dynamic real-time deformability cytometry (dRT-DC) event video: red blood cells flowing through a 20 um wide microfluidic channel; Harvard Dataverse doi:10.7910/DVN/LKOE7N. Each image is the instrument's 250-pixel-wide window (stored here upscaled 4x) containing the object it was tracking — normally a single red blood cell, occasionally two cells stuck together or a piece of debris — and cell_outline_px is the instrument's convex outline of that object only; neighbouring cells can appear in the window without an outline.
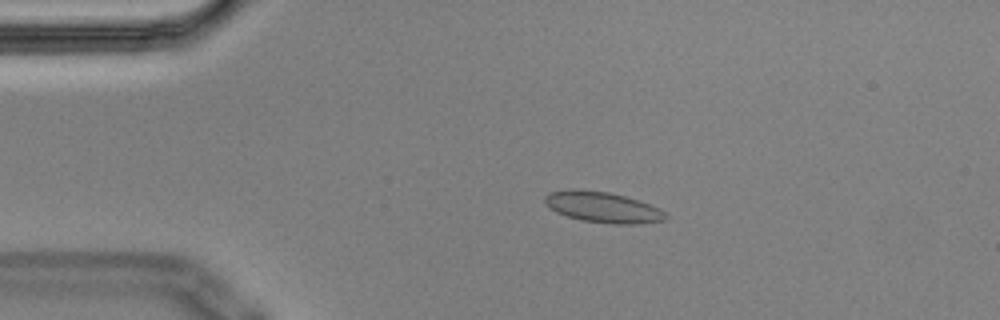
{"species": "Egyptian fruit bat (a non-hibernating species)", "species_latin": "Rousettus aegyptiacus", "temperature_condition": "cold", "stored_images_in_passage": 4, "camera_frame_rate_fps": 3000, "um_per_image_px": 0.085, "animal": {"sex": "male"}, "frame": {"image": 1, "passage_image": 3, "time_ms": 0.667, "image_size_px": [1000, 320], "cell_outline_px": [[668, 220], [640, 224], [612, 224], [580, 220], [556, 212], [548, 208], [544, 204], [544, 196], [552, 192], [608, 192], [624, 196], [660, 208], [668, 216]], "centroid_in_image_um": [51.31, 17.68], "position_along_channel_um": 33.7, "area_um2": 20.98}}